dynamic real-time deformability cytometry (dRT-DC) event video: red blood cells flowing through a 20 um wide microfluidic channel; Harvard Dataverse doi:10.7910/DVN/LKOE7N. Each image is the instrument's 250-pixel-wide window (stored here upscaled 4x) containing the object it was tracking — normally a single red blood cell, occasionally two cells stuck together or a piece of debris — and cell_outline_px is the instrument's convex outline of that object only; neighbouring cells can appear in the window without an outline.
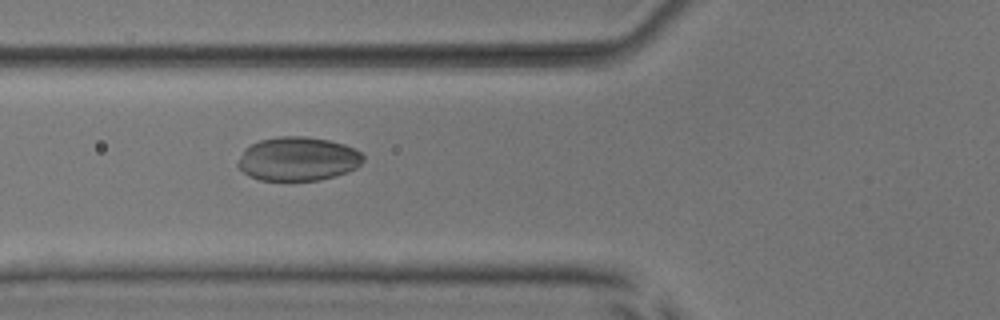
{"species": "common noctule bat (a hibernating species)", "species_latin": "Nyctalus noctula", "temperature_condition": "room temperature", "stored_images_in_passage": 29, "camera_frame_rate_fps": 3000, "um_per_image_px": 0.085, "animal": {"sex": "male", "body_mass_g": 17.9, "forearm_length_mm": 54.2}, "frame": {"image": 1, "passage_image": 6, "time_ms": 1.667, "image_size_px": [1000, 320], "cell_outline_px": [[364, 160], [356, 168], [348, 172], [320, 180], [260, 180], [248, 176], [236, 164], [244, 148], [260, 140], [280, 136], [308, 136], [328, 140], [344, 144], [356, 148], [364, 156]], "centroid_in_image_um": [25.33, 13.5], "position_along_channel_um": 100.5, "area_um2": 32.19}}
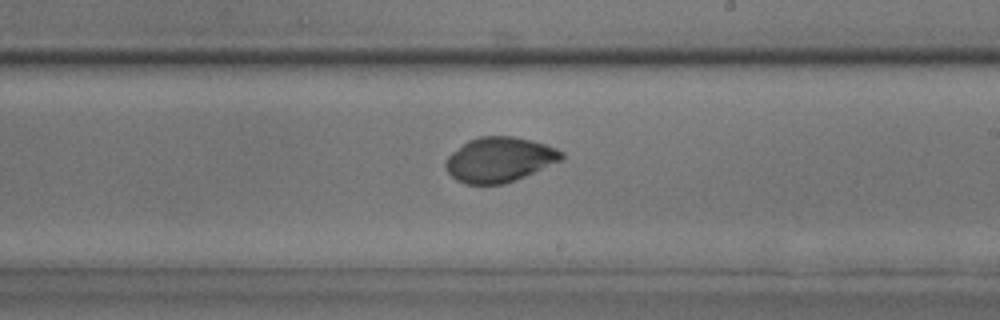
{"frame": {"image": 2, "passage_image": 17, "time_ms": 5.333, "image_size_px": [1000, 320], "cell_outline_px": [[564, 160], [516, 180], [504, 184], [464, 184], [456, 180], [448, 172], [444, 164], [448, 156], [452, 152], [468, 140], [480, 136], [516, 136], [532, 140], [556, 148], [564, 152]], "centroid_in_image_um": [42.48, 13.57], "position_along_channel_um": 246.5, "area_um2": 30.58}}
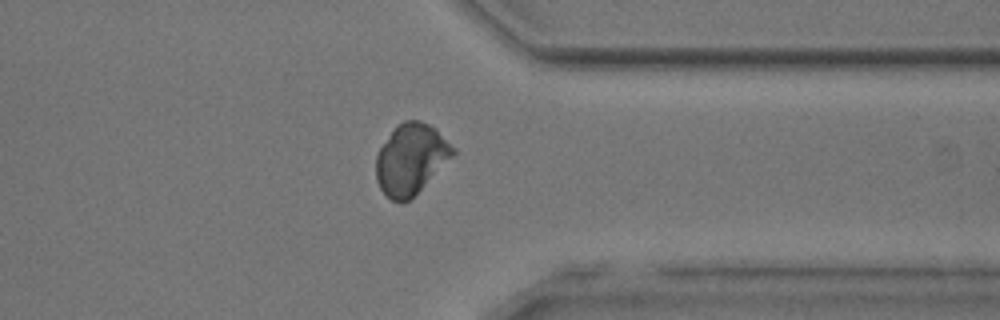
{"frame": {"image": 3, "passage_image": 27, "time_ms": 8.667, "image_size_px": [1000, 320], "cell_outline_px": [[456, 152], [408, 200], [392, 200], [380, 188], [376, 180], [376, 156], [380, 148], [396, 124], [404, 120], [420, 120], [436, 128], [456, 148]], "centroid_in_image_um": [34.91, 13.45], "position_along_channel_um": 376.5, "area_um2": 30.98}}